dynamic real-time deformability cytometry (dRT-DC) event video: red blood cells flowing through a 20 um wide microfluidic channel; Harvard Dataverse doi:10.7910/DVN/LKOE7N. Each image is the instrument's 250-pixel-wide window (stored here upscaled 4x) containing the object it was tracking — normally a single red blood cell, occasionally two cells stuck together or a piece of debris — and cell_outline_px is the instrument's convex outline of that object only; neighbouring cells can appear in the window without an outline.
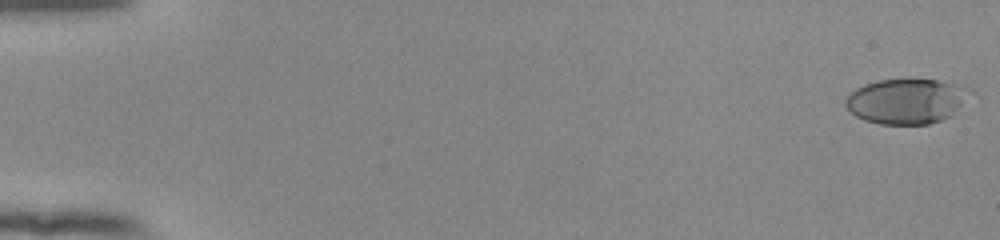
{"species": "human", "species_latin": "Homo sapiens", "temperature_condition": "room temperature", "stored_images_in_passage": 54, "camera_frame_rate_fps": 3000, "um_per_image_px": 0.085, "donor": {"sex": "female"}, "frame": {"image": 1, "passage_image": 1, "time_ms": 0.0, "image_size_px": [1000, 240], "cell_outline_px": [[980, 96], [952, 116], [928, 124], [880, 124], [864, 120], [856, 116], [844, 104], [844, 100], [856, 88], [864, 84], [880, 80], [908, 76], [936, 80], [972, 88]], "centroid_in_image_um": [77.23, 8.56], "position_along_channel_um": 7.8, "area_um2": 34.39}}
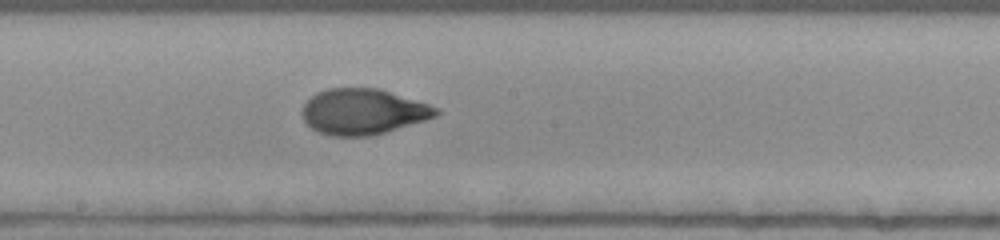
{"frame": {"image": 2, "passage_image": 31, "time_ms": 10.0, "image_size_px": [1000, 240], "cell_outline_px": [[440, 112], [436, 116], [424, 120], [384, 132], [368, 136], [332, 136], [316, 132], [304, 120], [300, 112], [304, 104], [316, 92], [328, 88], [376, 88], [428, 104], [440, 108]], "centroid_in_image_um": [30.81, 9.49], "position_along_channel_um": 217.4, "area_um2": 35.37}}
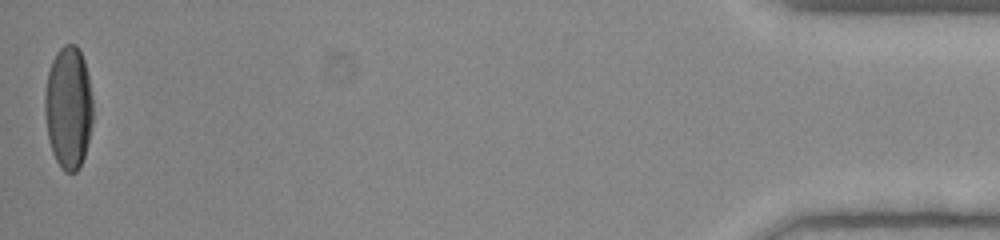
{"frame": {"image": 3, "passage_image": 54, "time_ms": 17.667, "image_size_px": [1000, 240], "cell_outline_px": [[92, 124], [84, 156], [80, 168], [76, 172], [64, 172], [60, 168], [52, 152], [48, 136], [44, 112], [44, 96], [48, 72], [52, 60], [56, 52], [64, 44], [76, 44], [84, 60], [88, 76], [92, 100]], "centroid_in_image_um": [5.8, 9.15], "position_along_channel_um": 429.4, "area_um2": 34.45}, "authors_computed_cell_mechanics": {"area_um2": 34.7089, "velocity_mm_per_s": 3.8955, "shape_relaxation_time_tau1_ms": 4.7512, "shape_relaxation_time_tau2_ms": 0.8632, "deformation_change_tau1": 0.2141, "deformation_change_tau2": 0.0478}}